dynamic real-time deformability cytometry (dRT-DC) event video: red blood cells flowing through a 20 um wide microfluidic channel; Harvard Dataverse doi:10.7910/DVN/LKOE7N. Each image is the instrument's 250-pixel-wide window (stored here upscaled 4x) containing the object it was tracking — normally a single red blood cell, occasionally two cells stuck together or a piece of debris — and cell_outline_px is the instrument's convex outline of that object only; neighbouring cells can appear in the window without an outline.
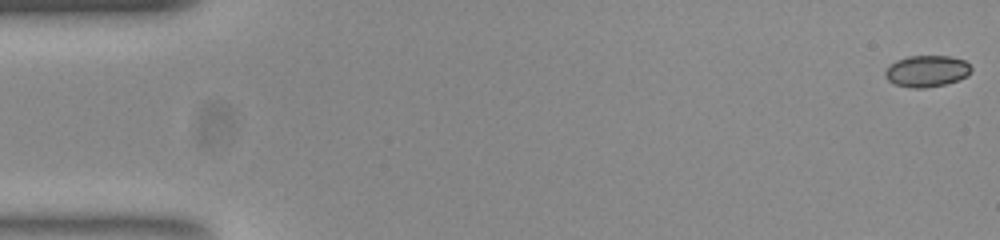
{"species": "common noctule bat (a hibernating species)", "species_latin": "Nyctalus noctula", "temperature_condition": "room temperature", "stored_images_in_passage": 24, "camera_frame_rate_fps": 3000, "um_per_image_px": 0.085, "animal": {"sex": "female", "body_mass_g": 23.0, "forearm_length_mm": 53.4}, "frame": {"image": 1, "passage_image": 1, "time_ms": 0.0, "image_size_px": [1000, 240], "cell_outline_px": [[972, 68], [968, 76], [944, 84], [924, 88], [912, 88], [896, 84], [888, 80], [884, 76], [884, 72], [896, 60], [908, 56], [948, 56], [964, 60]], "centroid_in_image_um": [78.77, 6.04], "position_along_channel_um": 6.2, "area_um2": 15.61}}